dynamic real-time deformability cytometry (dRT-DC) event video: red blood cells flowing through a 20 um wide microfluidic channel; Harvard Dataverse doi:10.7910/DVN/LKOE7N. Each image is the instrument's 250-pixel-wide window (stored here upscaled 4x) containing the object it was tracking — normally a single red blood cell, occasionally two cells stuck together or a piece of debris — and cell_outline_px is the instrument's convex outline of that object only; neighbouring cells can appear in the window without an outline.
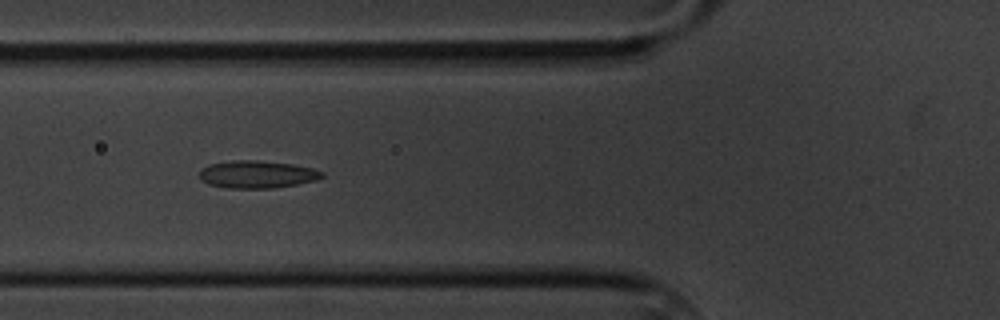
{"species": "common noctule bat (a hibernating species)", "species_latin": "Nyctalus noctula", "temperature_condition": "cold", "stored_images_in_passage": 6, "camera_frame_rate_fps": 3000, "um_per_image_px": 0.085, "animal": {"sex": "male", "body_mass_g": 20.1, "forearm_length_mm": 53.5}, "frame": {"image": 1, "passage_image": 5, "time_ms": 4.667, "image_size_px": [1000, 320], "cell_outline_px": [[324, 176], [316, 180], [296, 184], [272, 188], [228, 188], [208, 184], [200, 180], [200, 172], [204, 168], [212, 164], [232, 160], [256, 160], [292, 164], [312, 168], [324, 172]], "centroid_in_image_um": [21.86, 14.82], "position_along_channel_um": 103.9, "area_um2": 19.48}}
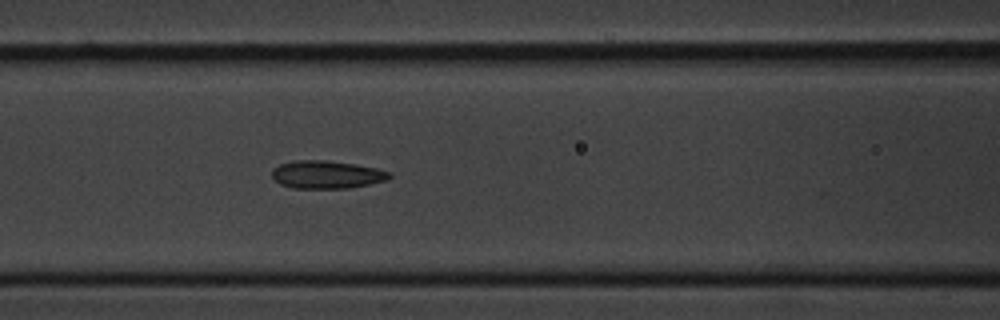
{"frame": {"image": 2, "passage_image": 6, "time_ms": 5.667, "image_size_px": [1000, 320], "cell_outline_px": [[392, 176], [388, 180], [348, 188], [292, 188], [280, 184], [272, 176], [272, 168], [280, 164], [296, 160], [324, 160], [356, 164], [376, 168], [392, 172]], "centroid_in_image_um": [27.78, 14.83], "position_along_channel_um": 138.8, "area_um2": 19.13}}